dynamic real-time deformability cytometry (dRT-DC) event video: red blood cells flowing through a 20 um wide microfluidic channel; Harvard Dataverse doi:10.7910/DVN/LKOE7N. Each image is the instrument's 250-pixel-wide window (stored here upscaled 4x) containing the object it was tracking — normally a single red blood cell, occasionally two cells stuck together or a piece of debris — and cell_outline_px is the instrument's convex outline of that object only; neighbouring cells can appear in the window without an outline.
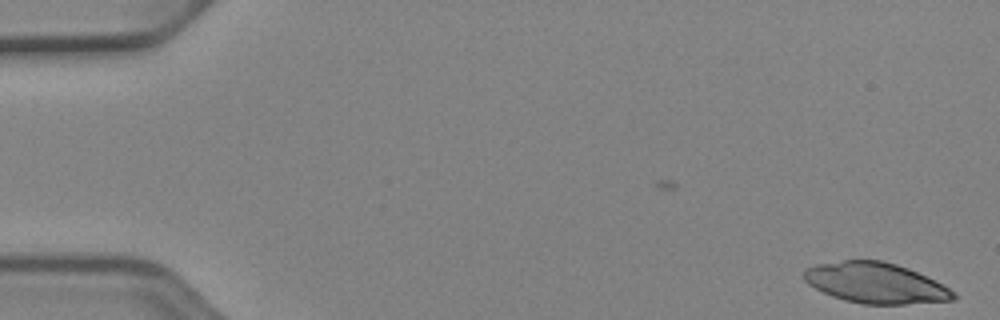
{"species": "Egyptian fruit bat (a non-hibernating species)", "species_latin": "Rousettus aegyptiacus", "temperature_condition": "cold", "stored_images_in_passage": 3, "camera_frame_rate_fps": 3000, "um_per_image_px": 0.085, "animal": {"sex": "female"}, "frame": {"image": 1, "passage_image": 3, "time_ms": 0.667, "image_size_px": [1000, 320], "cell_outline_px": [[956, 300], [904, 304], [864, 304], [844, 300], [832, 296], [808, 284], [804, 280], [804, 268], [816, 264], [844, 260], [880, 260], [896, 264], [908, 268], [956, 292]], "centroid_in_image_um": [74.4, 24.05], "position_along_channel_um": 10.6, "area_um2": 35.08}}